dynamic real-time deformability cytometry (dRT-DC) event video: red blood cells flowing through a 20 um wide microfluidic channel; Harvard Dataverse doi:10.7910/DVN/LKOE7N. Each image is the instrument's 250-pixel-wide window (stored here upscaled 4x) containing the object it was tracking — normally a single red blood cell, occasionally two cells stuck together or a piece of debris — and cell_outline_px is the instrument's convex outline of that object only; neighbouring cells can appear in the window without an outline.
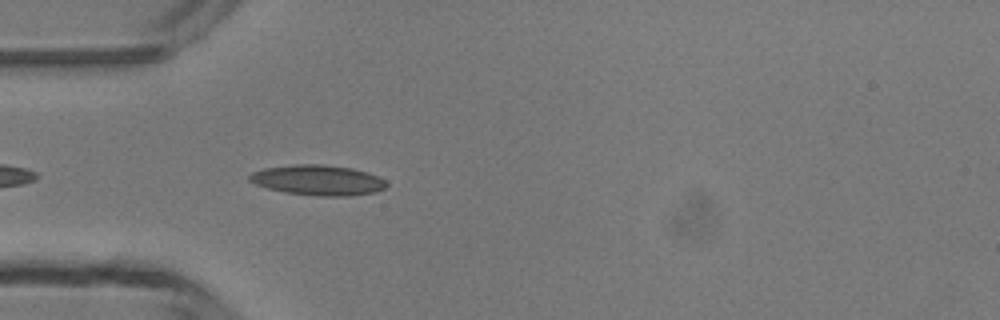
{"species": "common noctule bat (a hibernating species)", "species_latin": "Nyctalus noctula", "temperature_condition": "room temperature", "stored_images_in_passage": 23, "camera_frame_rate_fps": 3000, "um_per_image_px": 0.085, "animal": {"sex": "male", "body_mass_g": 13.3}, "frame": {"image": 1, "passage_image": 3, "time_ms": 0.667, "image_size_px": [1000, 320], "cell_outline_px": [[388, 184], [384, 188], [376, 192], [352, 196], [316, 196], [284, 192], [268, 188], [256, 184], [248, 180], [248, 176], [252, 172], [264, 168], [296, 164], [324, 164], [352, 168], [368, 172], [384, 180]], "centroid_in_image_um": [27.03, 15.31], "position_along_channel_um": 58.0, "area_um2": 24.28}}
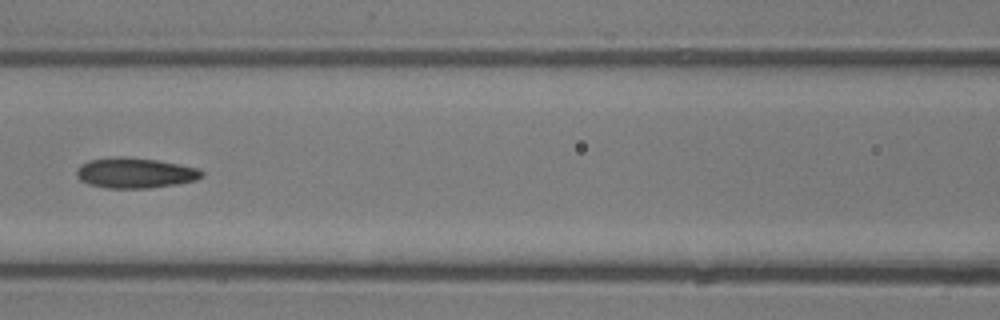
{"frame": {"image": 2, "passage_image": 10, "time_ms": 3.0, "image_size_px": [1000, 320], "cell_outline_px": [[204, 176], [196, 180], [176, 184], [148, 188], [108, 188], [88, 184], [80, 180], [76, 176], [76, 172], [80, 164], [88, 160], [116, 156], [124, 156], [156, 160], [180, 164], [200, 168], [204, 172]], "centroid_in_image_um": [11.49, 14.69], "position_along_channel_um": 155.1, "area_um2": 22.37}}
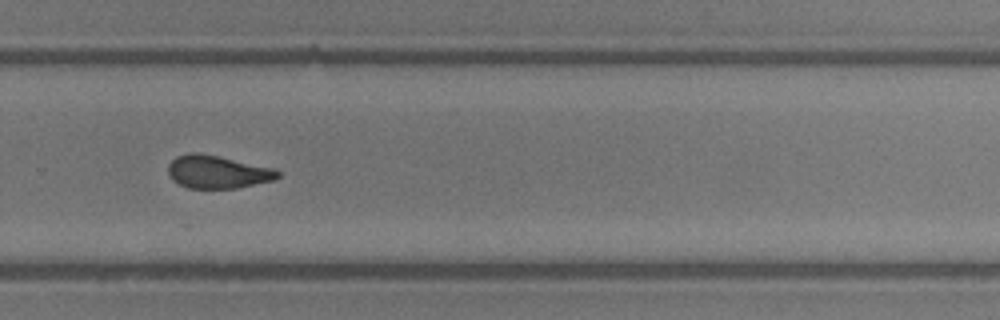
{"frame": {"image": 3, "passage_image": 21, "time_ms": 6.667, "image_size_px": [1000, 320], "cell_outline_px": [[280, 176], [272, 180], [236, 188], [188, 188], [172, 180], [168, 176], [168, 164], [176, 156], [188, 152], [196, 152], [216, 156], [272, 168], [280, 172]], "centroid_in_image_um": [18.42, 14.61], "position_along_channel_um": 311.4, "area_um2": 20.75}}